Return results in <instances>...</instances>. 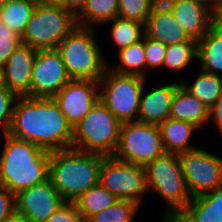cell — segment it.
<instances>
[{"mask_svg":"<svg viewBox=\"0 0 222 222\" xmlns=\"http://www.w3.org/2000/svg\"><path fill=\"white\" fill-rule=\"evenodd\" d=\"M9 135L49 152L71 148L73 127L53 98L18 97Z\"/></svg>","mask_w":222,"mask_h":222,"instance_id":"obj_1","label":"cell"},{"mask_svg":"<svg viewBox=\"0 0 222 222\" xmlns=\"http://www.w3.org/2000/svg\"><path fill=\"white\" fill-rule=\"evenodd\" d=\"M0 153V186L14 195L49 179L50 153L41 147L4 135Z\"/></svg>","mask_w":222,"mask_h":222,"instance_id":"obj_2","label":"cell"},{"mask_svg":"<svg viewBox=\"0 0 222 222\" xmlns=\"http://www.w3.org/2000/svg\"><path fill=\"white\" fill-rule=\"evenodd\" d=\"M103 156L73 148L50 153L49 179L65 201L74 202L89 188L99 184Z\"/></svg>","mask_w":222,"mask_h":222,"instance_id":"obj_3","label":"cell"},{"mask_svg":"<svg viewBox=\"0 0 222 222\" xmlns=\"http://www.w3.org/2000/svg\"><path fill=\"white\" fill-rule=\"evenodd\" d=\"M94 28L76 26L57 46L71 79L99 82L108 62L97 43Z\"/></svg>","mask_w":222,"mask_h":222,"instance_id":"obj_4","label":"cell"},{"mask_svg":"<svg viewBox=\"0 0 222 222\" xmlns=\"http://www.w3.org/2000/svg\"><path fill=\"white\" fill-rule=\"evenodd\" d=\"M147 191H155L164 199L163 217H176L192 200L178 154L164 153L145 167Z\"/></svg>","mask_w":222,"mask_h":222,"instance_id":"obj_5","label":"cell"},{"mask_svg":"<svg viewBox=\"0 0 222 222\" xmlns=\"http://www.w3.org/2000/svg\"><path fill=\"white\" fill-rule=\"evenodd\" d=\"M122 123L98 100L89 113L73 127L71 148L113 156Z\"/></svg>","mask_w":222,"mask_h":222,"instance_id":"obj_6","label":"cell"},{"mask_svg":"<svg viewBox=\"0 0 222 222\" xmlns=\"http://www.w3.org/2000/svg\"><path fill=\"white\" fill-rule=\"evenodd\" d=\"M76 26V17L65 8L39 5L26 24L21 42L36 50L56 49Z\"/></svg>","mask_w":222,"mask_h":222,"instance_id":"obj_7","label":"cell"},{"mask_svg":"<svg viewBox=\"0 0 222 222\" xmlns=\"http://www.w3.org/2000/svg\"><path fill=\"white\" fill-rule=\"evenodd\" d=\"M145 82L143 77L121 75L107 68L99 81V100L121 123L138 121Z\"/></svg>","mask_w":222,"mask_h":222,"instance_id":"obj_8","label":"cell"},{"mask_svg":"<svg viewBox=\"0 0 222 222\" xmlns=\"http://www.w3.org/2000/svg\"><path fill=\"white\" fill-rule=\"evenodd\" d=\"M164 153L157 125L139 121L122 123L118 145L113 157L145 167Z\"/></svg>","mask_w":222,"mask_h":222,"instance_id":"obj_9","label":"cell"},{"mask_svg":"<svg viewBox=\"0 0 222 222\" xmlns=\"http://www.w3.org/2000/svg\"><path fill=\"white\" fill-rule=\"evenodd\" d=\"M99 183L112 192L118 200H128L142 203L147 194L145 168L116 159L113 156H103L100 168Z\"/></svg>","mask_w":222,"mask_h":222,"instance_id":"obj_10","label":"cell"},{"mask_svg":"<svg viewBox=\"0 0 222 222\" xmlns=\"http://www.w3.org/2000/svg\"><path fill=\"white\" fill-rule=\"evenodd\" d=\"M178 156L192 198L222 185V157L199 147Z\"/></svg>","mask_w":222,"mask_h":222,"instance_id":"obj_11","label":"cell"},{"mask_svg":"<svg viewBox=\"0 0 222 222\" xmlns=\"http://www.w3.org/2000/svg\"><path fill=\"white\" fill-rule=\"evenodd\" d=\"M70 80L57 49L37 50L32 68L30 97L53 98Z\"/></svg>","mask_w":222,"mask_h":222,"instance_id":"obj_12","label":"cell"},{"mask_svg":"<svg viewBox=\"0 0 222 222\" xmlns=\"http://www.w3.org/2000/svg\"><path fill=\"white\" fill-rule=\"evenodd\" d=\"M64 202L48 179L15 195V213L30 222H45Z\"/></svg>","mask_w":222,"mask_h":222,"instance_id":"obj_13","label":"cell"},{"mask_svg":"<svg viewBox=\"0 0 222 222\" xmlns=\"http://www.w3.org/2000/svg\"><path fill=\"white\" fill-rule=\"evenodd\" d=\"M53 99L68 123L74 127L99 100V82L71 79Z\"/></svg>","mask_w":222,"mask_h":222,"instance_id":"obj_14","label":"cell"},{"mask_svg":"<svg viewBox=\"0 0 222 222\" xmlns=\"http://www.w3.org/2000/svg\"><path fill=\"white\" fill-rule=\"evenodd\" d=\"M215 1L171 0L165 5L191 39L199 41L213 26Z\"/></svg>","mask_w":222,"mask_h":222,"instance_id":"obj_15","label":"cell"},{"mask_svg":"<svg viewBox=\"0 0 222 222\" xmlns=\"http://www.w3.org/2000/svg\"><path fill=\"white\" fill-rule=\"evenodd\" d=\"M36 54V49L22 43L2 66L6 88L18 97H30L31 75Z\"/></svg>","mask_w":222,"mask_h":222,"instance_id":"obj_16","label":"cell"},{"mask_svg":"<svg viewBox=\"0 0 222 222\" xmlns=\"http://www.w3.org/2000/svg\"><path fill=\"white\" fill-rule=\"evenodd\" d=\"M145 36L165 45L182 42H197L191 39L173 16L172 11L158 2L144 25Z\"/></svg>","mask_w":222,"mask_h":222,"instance_id":"obj_17","label":"cell"},{"mask_svg":"<svg viewBox=\"0 0 222 222\" xmlns=\"http://www.w3.org/2000/svg\"><path fill=\"white\" fill-rule=\"evenodd\" d=\"M145 85L146 82L142 90L138 121L158 125L169 118L175 92L181 83L161 84L147 93L144 92Z\"/></svg>","mask_w":222,"mask_h":222,"instance_id":"obj_18","label":"cell"},{"mask_svg":"<svg viewBox=\"0 0 222 222\" xmlns=\"http://www.w3.org/2000/svg\"><path fill=\"white\" fill-rule=\"evenodd\" d=\"M175 218L178 222H222V185L193 197Z\"/></svg>","mask_w":222,"mask_h":222,"instance_id":"obj_19","label":"cell"},{"mask_svg":"<svg viewBox=\"0 0 222 222\" xmlns=\"http://www.w3.org/2000/svg\"><path fill=\"white\" fill-rule=\"evenodd\" d=\"M210 109L181 85L177 88L169 118L191 123L200 128L209 120Z\"/></svg>","mask_w":222,"mask_h":222,"instance_id":"obj_20","label":"cell"},{"mask_svg":"<svg viewBox=\"0 0 222 222\" xmlns=\"http://www.w3.org/2000/svg\"><path fill=\"white\" fill-rule=\"evenodd\" d=\"M157 126L166 153L180 154L198 148L190 144L192 134L199 129L195 125L168 118Z\"/></svg>","mask_w":222,"mask_h":222,"instance_id":"obj_21","label":"cell"},{"mask_svg":"<svg viewBox=\"0 0 222 222\" xmlns=\"http://www.w3.org/2000/svg\"><path fill=\"white\" fill-rule=\"evenodd\" d=\"M197 60L202 71L222 75V32L214 25L197 41Z\"/></svg>","mask_w":222,"mask_h":222,"instance_id":"obj_22","label":"cell"},{"mask_svg":"<svg viewBox=\"0 0 222 222\" xmlns=\"http://www.w3.org/2000/svg\"><path fill=\"white\" fill-rule=\"evenodd\" d=\"M118 0H86L84 8L76 16L77 26L95 28L118 17Z\"/></svg>","mask_w":222,"mask_h":222,"instance_id":"obj_23","label":"cell"},{"mask_svg":"<svg viewBox=\"0 0 222 222\" xmlns=\"http://www.w3.org/2000/svg\"><path fill=\"white\" fill-rule=\"evenodd\" d=\"M118 198L100 183L81 194L74 203L82 220L86 222L91 216L113 205Z\"/></svg>","mask_w":222,"mask_h":222,"instance_id":"obj_24","label":"cell"},{"mask_svg":"<svg viewBox=\"0 0 222 222\" xmlns=\"http://www.w3.org/2000/svg\"><path fill=\"white\" fill-rule=\"evenodd\" d=\"M195 78L193 83L181 80V86L211 109L222 95V76L201 70Z\"/></svg>","mask_w":222,"mask_h":222,"instance_id":"obj_25","label":"cell"},{"mask_svg":"<svg viewBox=\"0 0 222 222\" xmlns=\"http://www.w3.org/2000/svg\"><path fill=\"white\" fill-rule=\"evenodd\" d=\"M117 56L119 65L114 67L108 65L109 69L121 75H136L146 79L144 36L139 42L119 50Z\"/></svg>","mask_w":222,"mask_h":222,"instance_id":"obj_26","label":"cell"},{"mask_svg":"<svg viewBox=\"0 0 222 222\" xmlns=\"http://www.w3.org/2000/svg\"><path fill=\"white\" fill-rule=\"evenodd\" d=\"M35 7L23 0H9L0 8V21L21 37Z\"/></svg>","mask_w":222,"mask_h":222,"instance_id":"obj_27","label":"cell"},{"mask_svg":"<svg viewBox=\"0 0 222 222\" xmlns=\"http://www.w3.org/2000/svg\"><path fill=\"white\" fill-rule=\"evenodd\" d=\"M112 23L111 38L118 51L142 40L145 35L144 24L137 21L116 17L106 24Z\"/></svg>","mask_w":222,"mask_h":222,"instance_id":"obj_28","label":"cell"},{"mask_svg":"<svg viewBox=\"0 0 222 222\" xmlns=\"http://www.w3.org/2000/svg\"><path fill=\"white\" fill-rule=\"evenodd\" d=\"M197 61V42H182L167 45L163 66L172 71H181Z\"/></svg>","mask_w":222,"mask_h":222,"instance_id":"obj_29","label":"cell"},{"mask_svg":"<svg viewBox=\"0 0 222 222\" xmlns=\"http://www.w3.org/2000/svg\"><path fill=\"white\" fill-rule=\"evenodd\" d=\"M140 206L132 201L117 200L107 209L91 216L86 222H131Z\"/></svg>","mask_w":222,"mask_h":222,"instance_id":"obj_30","label":"cell"},{"mask_svg":"<svg viewBox=\"0 0 222 222\" xmlns=\"http://www.w3.org/2000/svg\"><path fill=\"white\" fill-rule=\"evenodd\" d=\"M158 0H118V17L146 23Z\"/></svg>","mask_w":222,"mask_h":222,"instance_id":"obj_31","label":"cell"},{"mask_svg":"<svg viewBox=\"0 0 222 222\" xmlns=\"http://www.w3.org/2000/svg\"><path fill=\"white\" fill-rule=\"evenodd\" d=\"M17 99L18 96L12 91L8 89L0 90V132H3L0 139L9 132Z\"/></svg>","mask_w":222,"mask_h":222,"instance_id":"obj_32","label":"cell"},{"mask_svg":"<svg viewBox=\"0 0 222 222\" xmlns=\"http://www.w3.org/2000/svg\"><path fill=\"white\" fill-rule=\"evenodd\" d=\"M22 44L21 37L10 27L0 21V67L8 57Z\"/></svg>","mask_w":222,"mask_h":222,"instance_id":"obj_33","label":"cell"},{"mask_svg":"<svg viewBox=\"0 0 222 222\" xmlns=\"http://www.w3.org/2000/svg\"><path fill=\"white\" fill-rule=\"evenodd\" d=\"M167 45L144 35V53L147 68H160L164 64Z\"/></svg>","mask_w":222,"mask_h":222,"instance_id":"obj_34","label":"cell"},{"mask_svg":"<svg viewBox=\"0 0 222 222\" xmlns=\"http://www.w3.org/2000/svg\"><path fill=\"white\" fill-rule=\"evenodd\" d=\"M45 222H84L74 202L65 201Z\"/></svg>","mask_w":222,"mask_h":222,"instance_id":"obj_35","label":"cell"},{"mask_svg":"<svg viewBox=\"0 0 222 222\" xmlns=\"http://www.w3.org/2000/svg\"><path fill=\"white\" fill-rule=\"evenodd\" d=\"M15 213V195L0 186V222H5Z\"/></svg>","mask_w":222,"mask_h":222,"instance_id":"obj_36","label":"cell"},{"mask_svg":"<svg viewBox=\"0 0 222 222\" xmlns=\"http://www.w3.org/2000/svg\"><path fill=\"white\" fill-rule=\"evenodd\" d=\"M209 120L217 126L222 134V95L216 100L215 105L210 109ZM212 120V121H211Z\"/></svg>","mask_w":222,"mask_h":222,"instance_id":"obj_37","label":"cell"},{"mask_svg":"<svg viewBox=\"0 0 222 222\" xmlns=\"http://www.w3.org/2000/svg\"><path fill=\"white\" fill-rule=\"evenodd\" d=\"M85 2L86 0H66L65 6L63 8H65L76 17L84 8Z\"/></svg>","mask_w":222,"mask_h":222,"instance_id":"obj_38","label":"cell"},{"mask_svg":"<svg viewBox=\"0 0 222 222\" xmlns=\"http://www.w3.org/2000/svg\"><path fill=\"white\" fill-rule=\"evenodd\" d=\"M213 25L222 32V2L214 3Z\"/></svg>","mask_w":222,"mask_h":222,"instance_id":"obj_39","label":"cell"},{"mask_svg":"<svg viewBox=\"0 0 222 222\" xmlns=\"http://www.w3.org/2000/svg\"><path fill=\"white\" fill-rule=\"evenodd\" d=\"M66 0H43L45 6L64 7Z\"/></svg>","mask_w":222,"mask_h":222,"instance_id":"obj_40","label":"cell"},{"mask_svg":"<svg viewBox=\"0 0 222 222\" xmlns=\"http://www.w3.org/2000/svg\"><path fill=\"white\" fill-rule=\"evenodd\" d=\"M5 222H30L25 217L14 213L10 218H8Z\"/></svg>","mask_w":222,"mask_h":222,"instance_id":"obj_41","label":"cell"},{"mask_svg":"<svg viewBox=\"0 0 222 222\" xmlns=\"http://www.w3.org/2000/svg\"><path fill=\"white\" fill-rule=\"evenodd\" d=\"M1 89H7L6 83H5V76H4V72H3L2 67H0V90Z\"/></svg>","mask_w":222,"mask_h":222,"instance_id":"obj_42","label":"cell"},{"mask_svg":"<svg viewBox=\"0 0 222 222\" xmlns=\"http://www.w3.org/2000/svg\"><path fill=\"white\" fill-rule=\"evenodd\" d=\"M23 1L31 3L36 7L39 5H43V0H23Z\"/></svg>","mask_w":222,"mask_h":222,"instance_id":"obj_43","label":"cell"},{"mask_svg":"<svg viewBox=\"0 0 222 222\" xmlns=\"http://www.w3.org/2000/svg\"><path fill=\"white\" fill-rule=\"evenodd\" d=\"M162 222H178L175 217H162Z\"/></svg>","mask_w":222,"mask_h":222,"instance_id":"obj_44","label":"cell"},{"mask_svg":"<svg viewBox=\"0 0 222 222\" xmlns=\"http://www.w3.org/2000/svg\"><path fill=\"white\" fill-rule=\"evenodd\" d=\"M168 1H171V0H158V2L163 3V4H166ZM195 1H215V0H195Z\"/></svg>","mask_w":222,"mask_h":222,"instance_id":"obj_45","label":"cell"},{"mask_svg":"<svg viewBox=\"0 0 222 222\" xmlns=\"http://www.w3.org/2000/svg\"><path fill=\"white\" fill-rule=\"evenodd\" d=\"M9 0H0V8Z\"/></svg>","mask_w":222,"mask_h":222,"instance_id":"obj_46","label":"cell"}]
</instances>
